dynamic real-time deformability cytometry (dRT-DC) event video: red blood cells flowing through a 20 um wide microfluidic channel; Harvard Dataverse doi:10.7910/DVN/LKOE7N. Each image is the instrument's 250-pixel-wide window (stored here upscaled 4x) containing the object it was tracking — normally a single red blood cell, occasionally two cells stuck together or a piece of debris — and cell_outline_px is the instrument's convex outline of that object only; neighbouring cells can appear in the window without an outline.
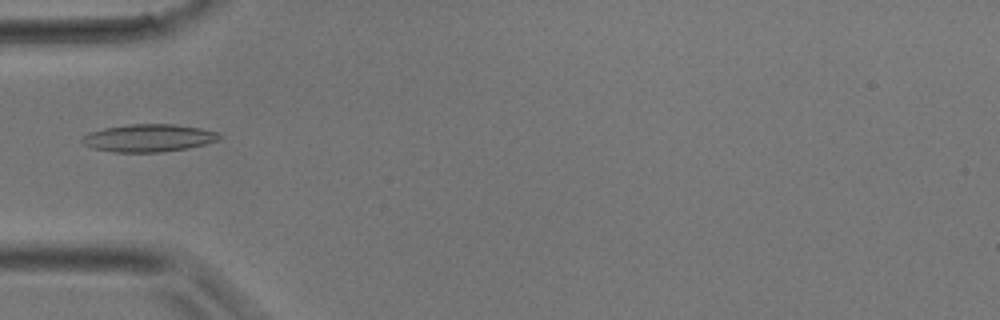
{"species": "common noctule bat (a hibernating species)", "species_latin": "Nyctalus noctula", "temperature_condition": "room temperature", "stored_images_in_passage": 40, "camera_frame_rate_fps": 3000, "um_per_image_px": 0.085, "animal": {"sex": "male", "body_mass_g": 17.9}, "frame": {"image": 1, "passage_image": 13, "time_ms": 4.0, "image_size_px": [1000, 320], "cell_outline_px": [[220, 136], [216, 140], [204, 144], [188, 148], [160, 152], [112, 152], [92, 148], [84, 144], [80, 140], [84, 136], [92, 132], [104, 128], [128, 124], [172, 124], [200, 128], [216, 132]], "centroid_in_image_um": [12.59, 11.73], "position_along_channel_um": 72.4, "area_um2": 21.79}}
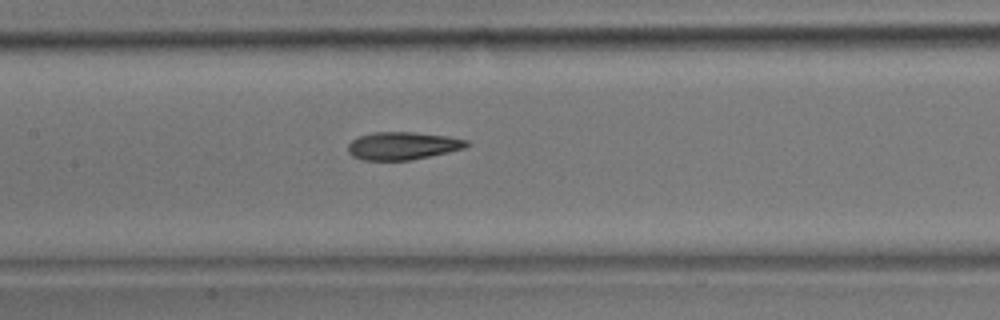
{"frame": {"image": 2, "passage_image": 19, "time_ms": 6.0, "image_size_px": [1000, 320], "cell_outline_px": [[472, 144], [464, 148], [448, 152], [412, 160], [360, 160], [352, 156], [348, 152], [348, 144], [352, 140], [360, 136], [372, 132], [416, 132], [448, 136], [468, 140]], "centroid_in_image_um": [34.24, 12.39], "position_along_channel_um": 173.2, "area_um2": 19.36}}
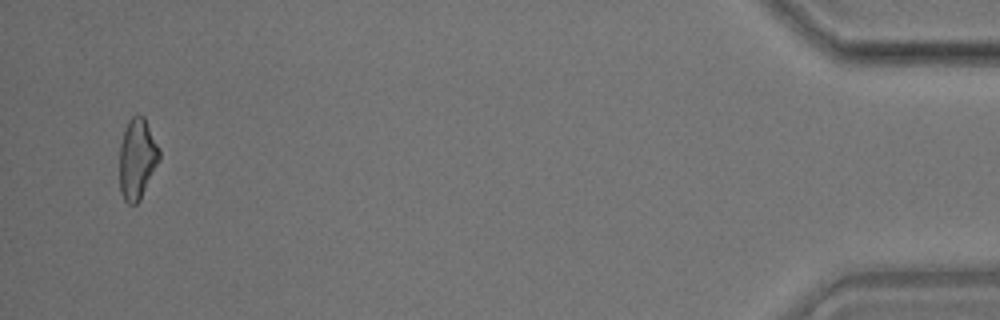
{"frame": {"image": 3, "passage_image": 39, "time_ms": 12.667, "image_size_px": [1000, 320], "cell_outline_px": [[160, 160], [140, 200], [136, 204], [128, 204], [124, 200], [120, 192], [120, 144], [124, 128], [128, 120], [132, 116], [140, 112], [144, 116], [160, 148]], "centroid_in_image_um": [11.67, 13.46], "position_along_channel_um": 423.5, "area_um2": 19.07}}